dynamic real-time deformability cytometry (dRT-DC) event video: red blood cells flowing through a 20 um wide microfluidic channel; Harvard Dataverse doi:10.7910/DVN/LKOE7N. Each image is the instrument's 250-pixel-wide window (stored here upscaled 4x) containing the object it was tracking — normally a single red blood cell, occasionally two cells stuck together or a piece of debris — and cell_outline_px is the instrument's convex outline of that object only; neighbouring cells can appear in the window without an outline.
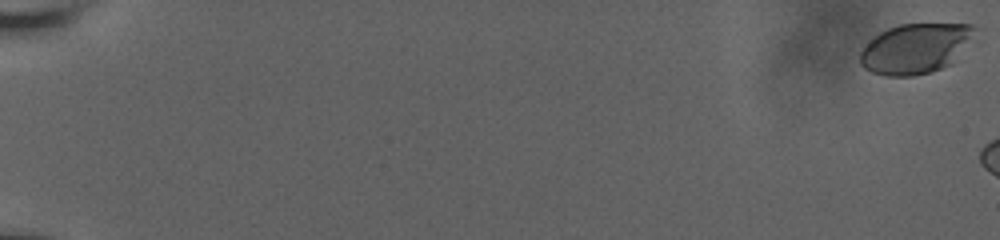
{"species": "human", "species_latin": "Homo sapiens", "temperature_condition": "room temperature", "stored_images_in_passage": 25, "camera_frame_rate_fps": 3000, "um_per_image_px": 0.085, "donor": {"sex": "male"}, "frame": {"image": 1, "passage_image": 1, "time_ms": 0.0, "image_size_px": [1000, 240], "cell_outline_px": [[980, 28], [952, 64], [932, 72], [912, 76], [888, 76], [872, 72], [864, 68], [860, 64], [860, 52], [880, 32], [888, 28], [900, 24], [972, 24]], "centroid_in_image_um": [77.86, 4.12], "position_along_channel_um": 7.1, "area_um2": 33.47}}